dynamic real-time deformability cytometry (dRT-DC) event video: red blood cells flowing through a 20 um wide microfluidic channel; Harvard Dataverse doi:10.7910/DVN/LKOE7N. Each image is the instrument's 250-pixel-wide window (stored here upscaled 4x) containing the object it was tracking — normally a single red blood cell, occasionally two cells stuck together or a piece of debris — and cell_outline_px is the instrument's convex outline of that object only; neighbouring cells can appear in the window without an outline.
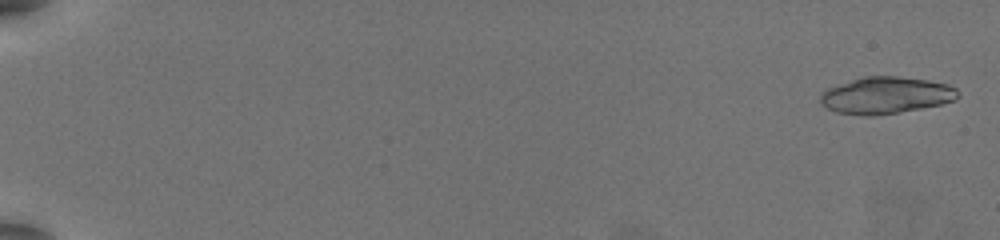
{"species": "common noctule bat (a hibernating species)", "species_latin": "Nyctalus noctula", "temperature_condition": "warm", "stored_images_in_passage": 24, "camera_frame_rate_fps": 3000, "um_per_image_px": 0.085, "animal": {"sex": "female", "body_mass_g": 19.5, "forearm_length_mm": 54.1}, "frame": {"image": 1, "passage_image": 2, "time_ms": 0.333, "image_size_px": [1000, 240], "cell_outline_px": [[960, 96], [956, 100], [940, 104], [920, 108], [872, 116], [864, 116], [836, 112], [820, 104], [820, 92], [828, 88], [864, 76], [896, 76], [928, 80], [948, 84], [956, 88], [960, 92]], "centroid_in_image_um": [75.31, 8.1], "position_along_channel_um": 9.7, "area_um2": 29.48}}
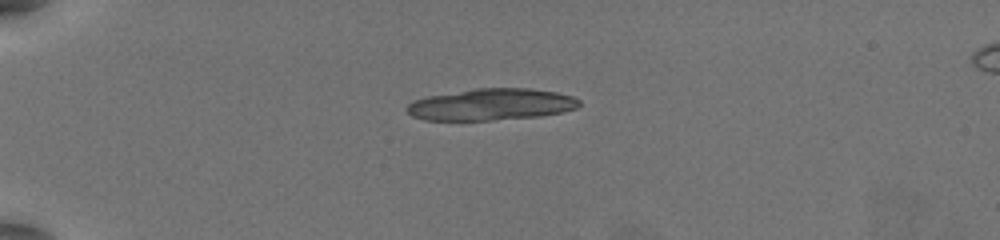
{"frame": {"image": 2, "passage_image": 17, "time_ms": 5.333, "image_size_px": [1000, 240], "cell_outline_px": [[580, 104], [576, 108], [560, 112], [540, 116], [492, 120], [424, 120], [412, 116], [408, 112], [408, 104], [412, 100], [428, 96], [476, 88], [528, 88], [556, 92], [572, 96], [580, 100]], "centroid_in_image_um": [41.75, 8.88], "position_along_channel_um": 43.3, "area_um2": 31.67}}